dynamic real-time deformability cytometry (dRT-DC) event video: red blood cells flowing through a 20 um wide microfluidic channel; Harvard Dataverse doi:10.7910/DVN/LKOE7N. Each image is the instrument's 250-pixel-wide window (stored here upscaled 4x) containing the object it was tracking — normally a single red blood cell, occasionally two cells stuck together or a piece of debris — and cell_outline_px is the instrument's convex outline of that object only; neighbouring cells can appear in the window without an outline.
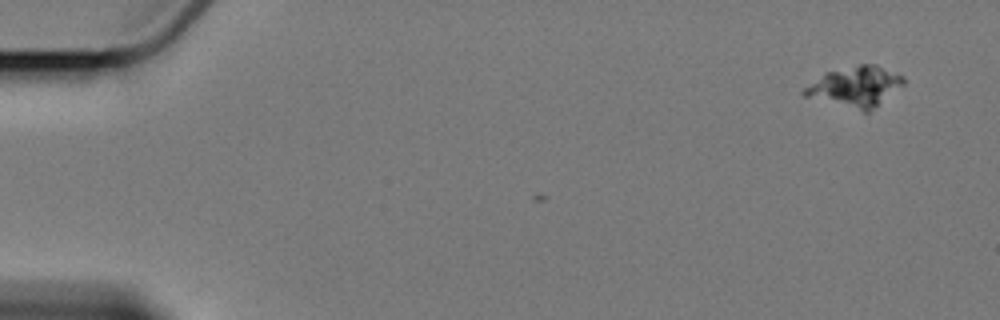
{"species": "Egyptian fruit bat (a non-hibernating species)", "species_latin": "Rousettus aegyptiacus", "temperature_condition": "cold", "stored_images_in_passage": 3, "camera_frame_rate_fps": 3000, "um_per_image_px": 0.085, "animal": {"sex": "female"}, "frame": {"image": 1, "passage_image": 1, "time_ms": 0.0, "image_size_px": [1000, 320], "cell_outline_px": [[904, 84], [868, 112], [864, 112], [804, 96], [800, 92], [804, 88], [824, 72], [860, 64], [876, 64], [904, 76]], "centroid_in_image_um": [72.68, 7.35], "position_along_channel_um": 12.3, "area_um2": 23.12}}